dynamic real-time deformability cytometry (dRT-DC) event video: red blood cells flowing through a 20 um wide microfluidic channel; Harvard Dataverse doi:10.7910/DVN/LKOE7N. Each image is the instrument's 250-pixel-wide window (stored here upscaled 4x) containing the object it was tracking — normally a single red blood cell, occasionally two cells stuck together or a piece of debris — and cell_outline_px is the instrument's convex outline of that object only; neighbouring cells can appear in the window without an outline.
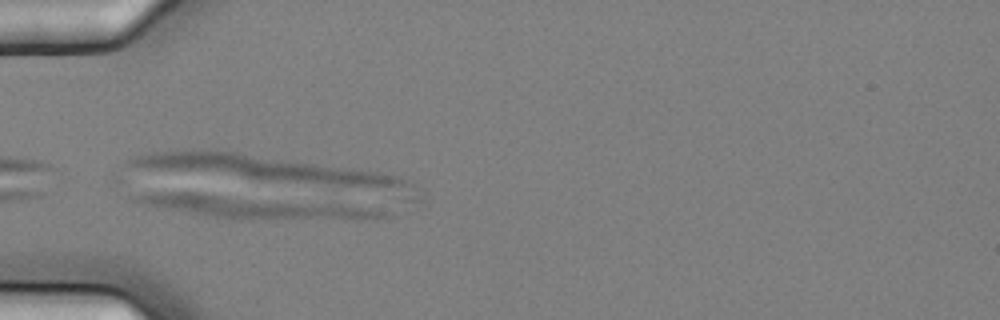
{"species": "common noctule bat (a hibernating species)", "species_latin": "Nyctalus noctula", "temperature_condition": "cold", "stored_images_in_passage": 4, "camera_frame_rate_fps": 3000, "um_per_image_px": 0.085, "animal": {"sex": "female", "body_mass_g": 25.1}, "frame": {"image": 1, "passage_image": 3, "time_ms": 0.667, "image_size_px": [1000, 320], "cell_outline_px": [[392, 216], [364, 220], [236, 220], [204, 216], [144, 204], [132, 200], [128, 196], [128, 192], [196, 192], [344, 204], [392, 212]], "centroid_in_image_um": [21.63, 17.61], "position_along_channel_um": 63.4, "area_um2": 34.04}}